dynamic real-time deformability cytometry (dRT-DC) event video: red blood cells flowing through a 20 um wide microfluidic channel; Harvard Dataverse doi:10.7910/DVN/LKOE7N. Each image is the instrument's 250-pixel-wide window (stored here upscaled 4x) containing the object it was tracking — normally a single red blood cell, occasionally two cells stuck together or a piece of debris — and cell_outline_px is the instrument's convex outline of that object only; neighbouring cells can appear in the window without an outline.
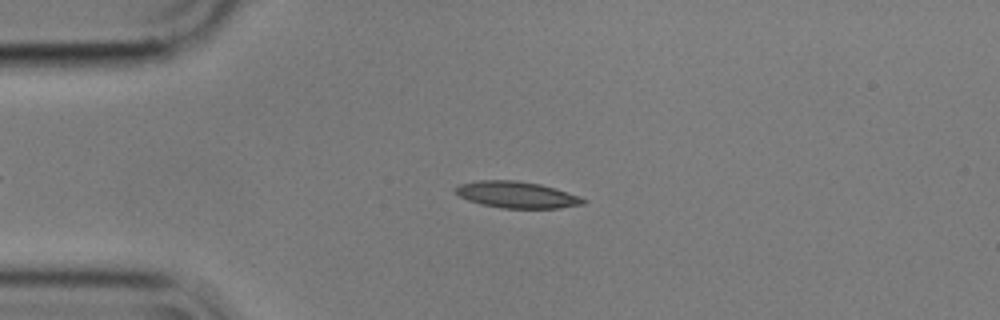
{"species": "common noctule bat (a hibernating species)", "species_latin": "Nyctalus noctula", "temperature_condition": "cold", "stored_images_in_passage": 44, "camera_frame_rate_fps": 3000, "um_per_image_px": 0.085, "animal": {"sex": "male", "body_mass_g": 17.9}, "frame": {"image": 1, "passage_image": 12, "time_ms": 3.667, "image_size_px": [1000, 320], "cell_outline_px": [[588, 200], [584, 204], [560, 208], [504, 208], [480, 204], [468, 200], [460, 196], [452, 188], [460, 184], [480, 180], [516, 180], [540, 184], [580, 196]], "centroid_in_image_um": [43.92, 16.55], "position_along_channel_um": 41.1, "area_um2": 19.71}}
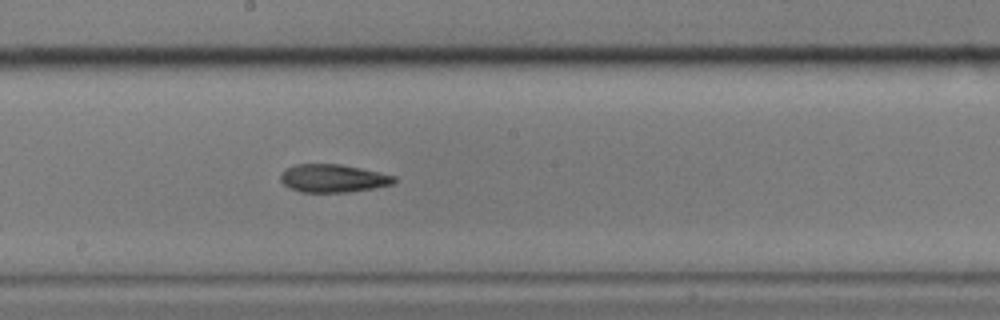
{"frame": {"image": 2, "passage_image": 29, "time_ms": 9.333, "image_size_px": [1000, 320], "cell_outline_px": [[396, 180], [392, 184], [376, 188], [348, 192], [300, 192], [288, 188], [280, 180], [280, 172], [284, 168], [296, 164], [340, 164], [380, 172], [396, 176]], "centroid_in_image_um": [28.28, 15.16], "position_along_channel_um": 219.9, "area_um2": 18.79}}
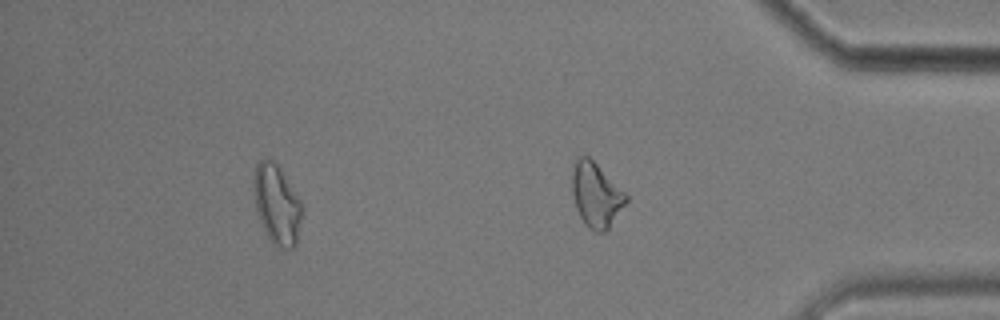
{"frame": {"image": 3, "passage_image": 44, "time_ms": 14.333, "image_size_px": [1000, 320], "cell_outline_px": [[628, 200], [608, 228], [604, 232], [596, 232], [588, 228], [584, 224], [576, 208], [572, 192], [572, 164], [576, 156], [588, 156], [628, 196]], "centroid_in_image_um": [50.62, 16.56], "position_along_channel_um": 384.6, "area_um2": 20.06}, "authors_computed_cell_mechanics": {"area_um2": 18.785, "velocity_mm_per_s": 3.5642, "shape_relaxation_time_tau1_ms": null, "shape_relaxation_time_tau2_ms": 8.4559, "deformation_change_tau1": null, "deformation_change_tau2": 0.1993}}